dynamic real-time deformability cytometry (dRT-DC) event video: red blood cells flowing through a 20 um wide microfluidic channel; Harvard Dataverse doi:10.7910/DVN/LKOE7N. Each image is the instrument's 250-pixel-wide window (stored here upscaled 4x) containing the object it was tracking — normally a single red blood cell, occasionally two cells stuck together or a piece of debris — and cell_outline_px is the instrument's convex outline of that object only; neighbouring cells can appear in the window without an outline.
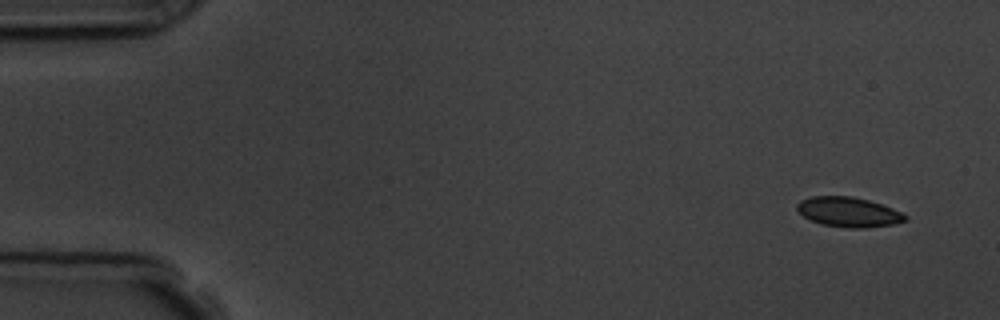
{"species": "common noctule bat (a hibernating species)", "species_latin": "Nyctalus noctula", "temperature_condition": "room temperature", "stored_images_in_passage": 4, "camera_frame_rate_fps": 3000, "um_per_image_px": 0.085, "animal": {"sex": "male", "body_mass_g": 19.5, "forearm_length_mm": 54.6}, "frame": {"image": 1, "passage_image": 1, "time_ms": 0.0, "image_size_px": [1000, 320], "cell_outline_px": [[908, 220], [892, 224], [864, 228], [848, 228], [820, 224], [804, 216], [796, 208], [796, 204], [800, 200], [812, 196], [852, 196], [868, 200], [892, 208], [908, 216]], "centroid_in_image_um": [72.12, 18.02], "position_along_channel_um": 12.9, "area_um2": 18.73}}